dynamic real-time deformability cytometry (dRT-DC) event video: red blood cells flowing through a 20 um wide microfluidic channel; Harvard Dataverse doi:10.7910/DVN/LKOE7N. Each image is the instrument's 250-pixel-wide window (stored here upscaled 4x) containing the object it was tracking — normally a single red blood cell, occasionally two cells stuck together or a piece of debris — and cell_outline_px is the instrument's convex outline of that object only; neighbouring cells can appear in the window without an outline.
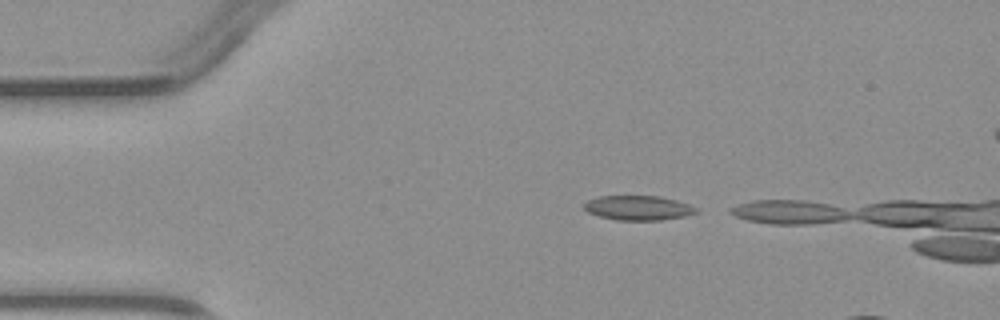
{"species": "common noctule bat (a hibernating species)", "species_latin": "Nyctalus noctula", "temperature_condition": "warm", "stored_images_in_passage": 2, "camera_frame_rate_fps": 3000, "um_per_image_px": 0.085, "animal": {"sex": "male", "body_mass_g": 23.1, "forearm_length_mm": 52.7}, "frame": {"image": 1, "passage_image": 1, "time_ms": 0.0, "image_size_px": [1000, 320], "cell_outline_px": [[700, 212], [684, 216], [660, 220], [616, 220], [600, 216], [588, 212], [584, 208], [584, 204], [588, 200], [600, 196], [660, 196], [676, 200], [700, 208]], "centroid_in_image_um": [54.3, 17.67], "position_along_channel_um": 30.7, "area_um2": 16.07}}